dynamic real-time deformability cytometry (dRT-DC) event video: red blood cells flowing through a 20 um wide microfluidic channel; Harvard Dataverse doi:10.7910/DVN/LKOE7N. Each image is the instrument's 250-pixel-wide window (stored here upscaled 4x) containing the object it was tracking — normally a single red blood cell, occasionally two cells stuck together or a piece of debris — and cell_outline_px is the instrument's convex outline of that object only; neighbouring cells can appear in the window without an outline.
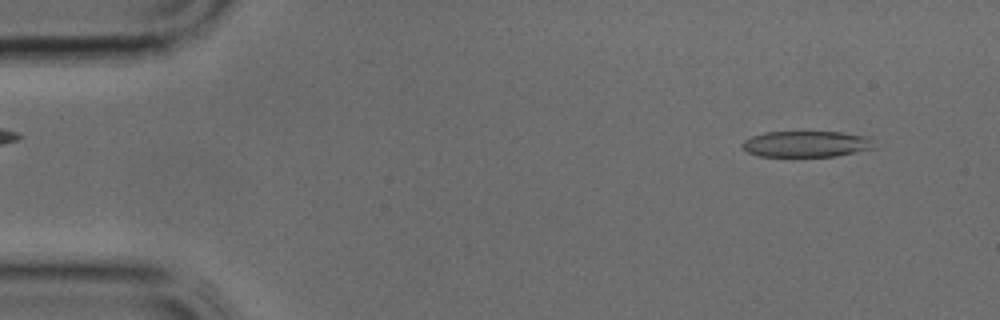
{"species": "common noctule bat (a hibernating species)", "species_latin": "Nyctalus noctula", "temperature_condition": "cold", "stored_images_in_passage": 8, "camera_frame_rate_fps": 3000, "um_per_image_px": 0.085, "animal": {"sex": "male", "body_mass_g": 17.9, "forearm_length_mm": 54.2}, "frame": {"image": 1, "passage_image": 3, "time_ms": 0.667, "image_size_px": [1000, 320], "cell_outline_px": [[876, 148], [836, 156], [756, 156], [748, 152], [740, 144], [744, 140], [752, 136], [764, 132], [840, 132], [872, 136]], "centroid_in_image_um": [68.59, 12.23], "position_along_channel_um": 16.4, "area_um2": 20.29}}